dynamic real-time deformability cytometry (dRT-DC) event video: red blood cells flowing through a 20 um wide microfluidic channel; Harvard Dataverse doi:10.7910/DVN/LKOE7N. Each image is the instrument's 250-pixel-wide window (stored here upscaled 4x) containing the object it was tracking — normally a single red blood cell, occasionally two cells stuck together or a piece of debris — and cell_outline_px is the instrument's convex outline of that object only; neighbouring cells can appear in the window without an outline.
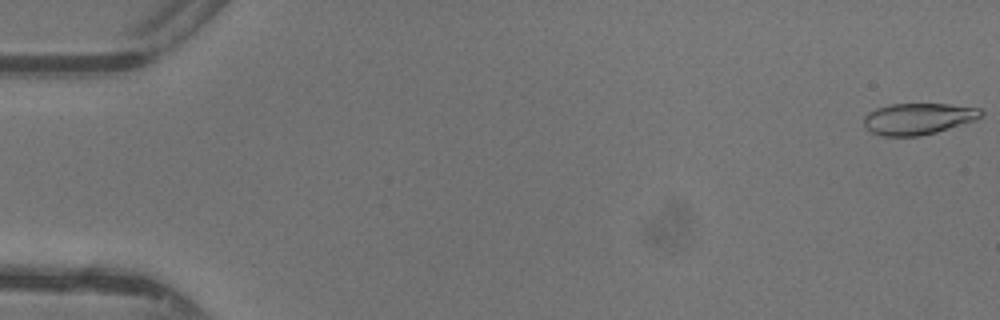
{"species": "common noctule bat (a hibernating species)", "species_latin": "Nyctalus noctula", "temperature_condition": "warm", "stored_images_in_passage": 48, "camera_frame_rate_fps": 3000, "um_per_image_px": 0.085, "animal": {"sex": "female"}, "frame": {"image": 1, "passage_image": 1, "time_ms": 0.0, "image_size_px": [1000, 320], "cell_outline_px": [[984, 112], [976, 120], [936, 132], [920, 136], [884, 136], [872, 132], [864, 124], [864, 116], [868, 112], [876, 108], [892, 104], [948, 104], [980, 108]], "centroid_in_image_um": [78.05, 10.09], "position_along_channel_um": 6.9, "area_um2": 21.33}}
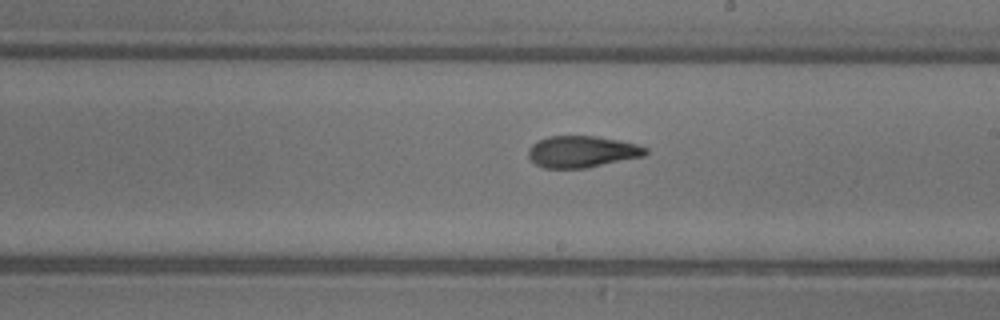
{"frame": {"image": 2, "passage_image": 28, "time_ms": 9.0, "image_size_px": [1000, 320], "cell_outline_px": [[648, 152], [644, 156], [584, 168], [544, 168], [536, 164], [528, 156], [528, 148], [532, 144], [548, 136], [596, 136], [636, 144], [648, 148]], "centroid_in_image_um": [49.45, 12.89], "position_along_channel_um": 239.5, "area_um2": 21.39}}
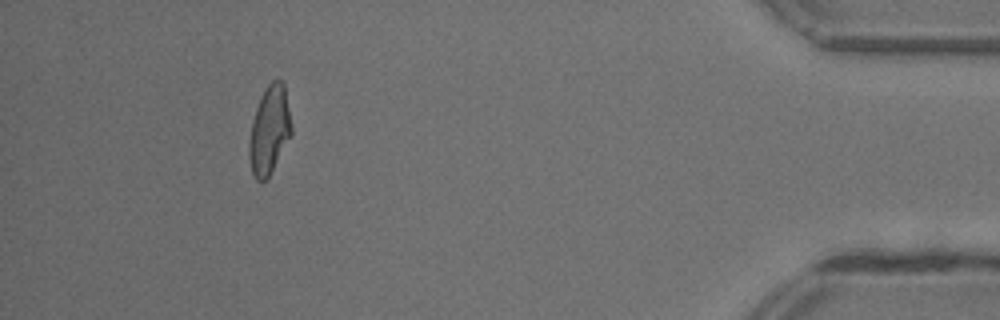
{"frame": {"image": 3, "passage_image": 44, "time_ms": 14.333, "image_size_px": [1000, 320], "cell_outline_px": [[292, 136], [268, 176], [264, 180], [256, 180], [252, 172], [248, 156], [248, 148], [252, 120], [260, 96], [264, 88], [272, 80], [280, 80], [284, 84], [292, 128]], "centroid_in_image_um": [22.89, 11.04], "position_along_channel_um": 412.3, "area_um2": 21.68}, "authors_computed_cell_mechanics": {"area_um2": 21.7328, "velocity_mm_per_s": 4.4103, "shape_relaxation_time_tau1_ms": 5.9929, "shape_relaxation_time_tau2_ms": 2.1388, "deformation_change_tau1": 0.203, "deformation_change_tau2": 0.0958}}